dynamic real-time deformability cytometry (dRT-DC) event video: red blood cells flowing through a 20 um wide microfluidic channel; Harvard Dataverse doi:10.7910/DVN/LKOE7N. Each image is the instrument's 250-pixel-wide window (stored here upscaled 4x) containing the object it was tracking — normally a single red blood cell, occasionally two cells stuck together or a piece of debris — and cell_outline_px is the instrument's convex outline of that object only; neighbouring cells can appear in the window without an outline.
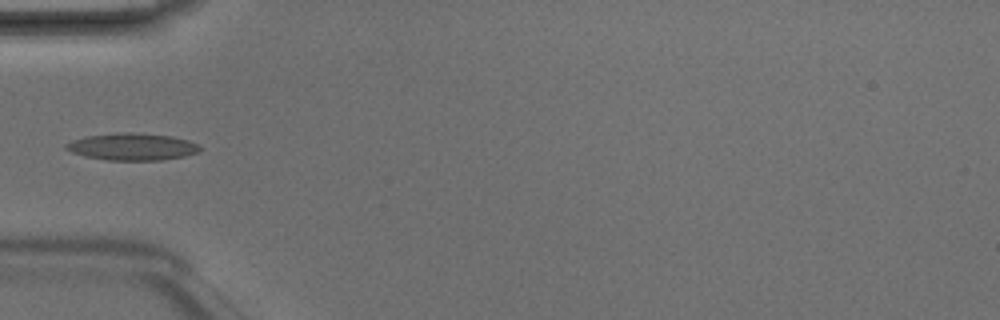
{"species": "Egyptian fruit bat (a non-hibernating species)", "species_latin": "Rousettus aegyptiacus", "temperature_condition": "room temperature", "stored_images_in_passage": 5, "camera_frame_rate_fps": 3000, "um_per_image_px": 0.085, "animal": {"sex": "male"}, "frame": {"image": 1, "passage_image": 4, "time_ms": 1.0, "image_size_px": [1000, 320], "cell_outline_px": [[200, 152], [184, 156], [160, 160], [108, 160], [84, 156], [72, 152], [64, 148], [64, 144], [72, 140], [84, 136], [124, 132], [132, 132], [172, 136], [188, 140], [196, 144], [200, 148]], "centroid_in_image_um": [11.21, 12.47], "position_along_channel_um": 73.8, "area_um2": 21.1}}